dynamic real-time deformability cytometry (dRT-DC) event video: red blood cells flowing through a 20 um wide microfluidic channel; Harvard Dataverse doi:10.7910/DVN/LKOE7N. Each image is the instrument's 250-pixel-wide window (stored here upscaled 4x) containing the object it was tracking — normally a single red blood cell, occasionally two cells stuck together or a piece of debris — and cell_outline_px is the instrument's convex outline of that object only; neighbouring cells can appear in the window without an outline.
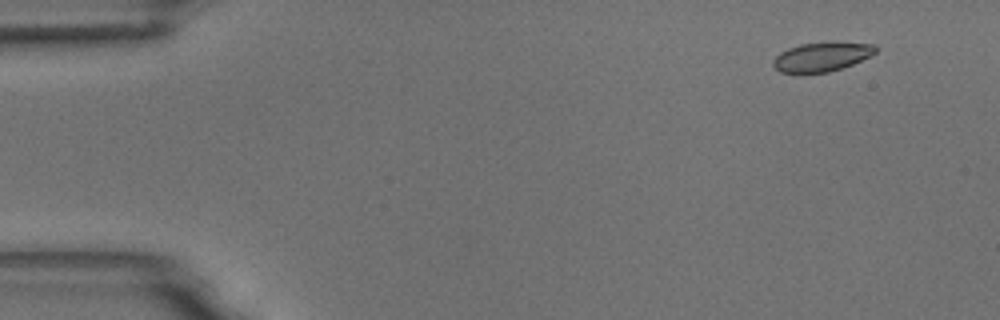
{"species": "common noctule bat (a hibernating species)", "species_latin": "Nyctalus noctula", "temperature_condition": "room temperature", "stored_images_in_passage": 55, "camera_frame_rate_fps": 3000, "um_per_image_px": 0.085, "animal": {"sex": "male", "body_mass_g": 18.8}, "frame": {"image": 1, "passage_image": 5, "time_ms": 1.333, "image_size_px": [1000, 320], "cell_outline_px": [[876, 52], [852, 64], [828, 72], [804, 76], [780, 72], [772, 64], [772, 60], [780, 52], [788, 48], [800, 44], [832, 40], [836, 40], [876, 44]], "centroid_in_image_um": [69.81, 4.83], "position_along_channel_um": 15.2, "area_um2": 18.32}}
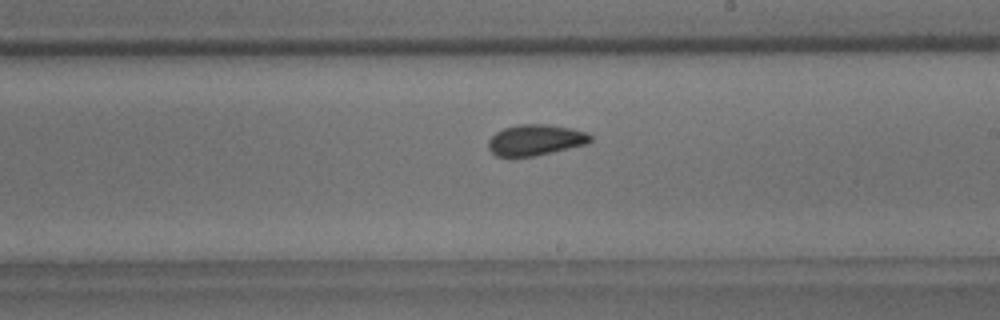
{"frame": {"image": 2, "passage_image": 32, "time_ms": 10.333, "image_size_px": [1000, 320], "cell_outline_px": [[592, 140], [588, 144], [536, 156], [496, 156], [488, 148], [488, 140], [496, 132], [504, 128], [520, 124], [548, 124], [572, 128], [588, 132], [592, 136]], "centroid_in_image_um": [45.56, 11.89], "position_along_channel_um": 243.4, "area_um2": 18.55}}
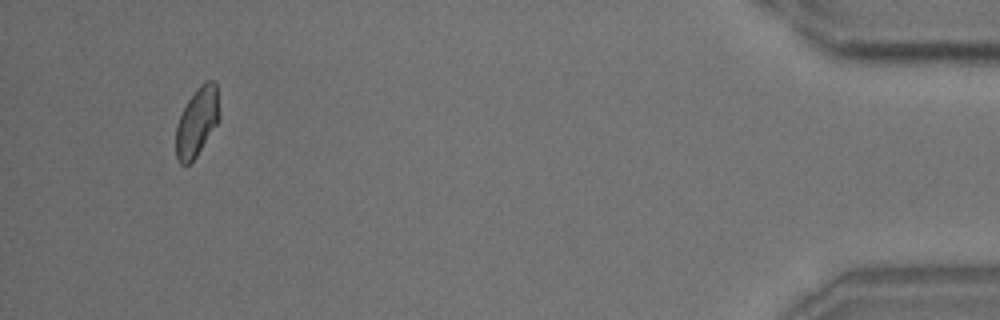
{"frame": {"image": 3, "passage_image": 52, "time_ms": 17.0, "image_size_px": [1000, 320], "cell_outline_px": [[220, 120], [196, 156], [188, 164], [180, 164], [176, 160], [176, 124], [188, 100], [196, 88], [200, 84], [208, 80], [212, 80], [216, 84], [220, 116]], "centroid_in_image_um": [16.75, 10.35], "position_along_channel_um": 418.5, "area_um2": 17.4}}